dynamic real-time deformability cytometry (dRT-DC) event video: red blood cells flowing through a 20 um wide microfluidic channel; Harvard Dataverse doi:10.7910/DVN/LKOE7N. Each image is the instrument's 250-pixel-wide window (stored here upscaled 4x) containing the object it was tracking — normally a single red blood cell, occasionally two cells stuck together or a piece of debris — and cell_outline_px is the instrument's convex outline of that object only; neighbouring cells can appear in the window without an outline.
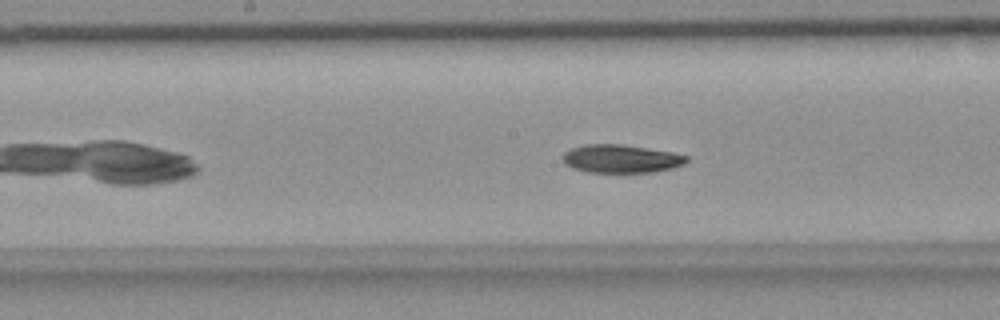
{"species": "common noctule bat (a hibernating species)", "species_latin": "Nyctalus noctula", "temperature_condition": "room temperature", "stored_images_in_passage": 45, "camera_frame_rate_fps": 3000, "um_per_image_px": 0.085, "animal": {"sex": "female", "body_mass_g": 18.4}, "frame": {"image": 1, "passage_image": 17, "time_ms": 5.333, "image_size_px": [1000, 320], "cell_outline_px": [[688, 160], [684, 164], [672, 168], [656, 172], [588, 172], [572, 168], [564, 164], [560, 156], [564, 152], [572, 148], [584, 144], [620, 144], [672, 152], [688, 156]], "centroid_in_image_um": [52.75, 13.49], "position_along_channel_um": 195.5, "area_um2": 20.46}}
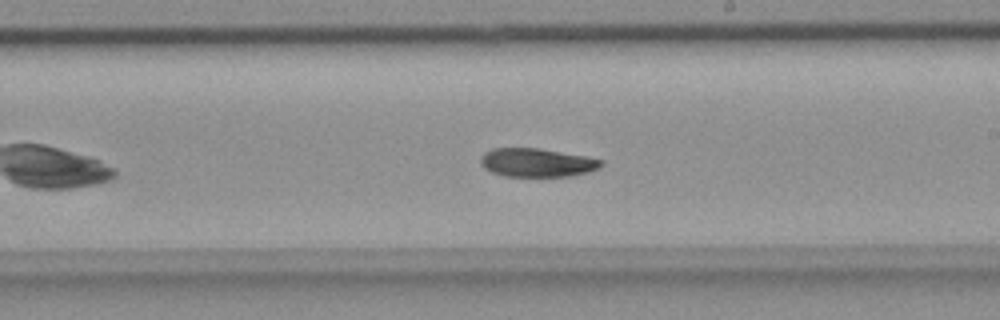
{"frame": {"image": 2, "passage_image": 21, "time_ms": 6.667, "image_size_px": [1000, 320], "cell_outline_px": [[604, 164], [600, 168], [588, 172], [572, 176], [504, 176], [492, 172], [484, 168], [480, 164], [480, 156], [484, 152], [492, 148], [536, 148], [584, 156], [604, 160]], "centroid_in_image_um": [45.63, 13.82], "position_along_channel_um": 243.4, "area_um2": 20.11}}
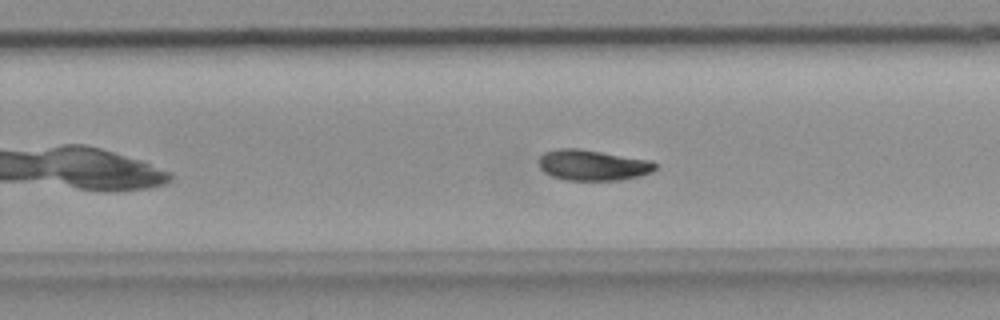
{"frame": {"image": 3, "passage_image": 24, "time_ms": 7.667, "image_size_px": [1000, 320], "cell_outline_px": [[656, 168], [652, 172], [640, 176], [620, 180], [564, 180], [552, 176], [544, 172], [540, 168], [540, 156], [544, 152], [556, 148], [580, 148], [652, 160], [656, 164]], "centroid_in_image_um": [50.39, 14.03], "position_along_channel_um": 279.4, "area_um2": 21.04}, "authors_computed_cell_mechanics": {"area_um2": 20.9236, "velocity_mm_per_s": 3.6124, "shape_relaxation_time_tau1_ms": 4.1167, "shape_relaxation_time_tau2_ms": null, "deformation_change_tau1": 0.135, "deformation_change_tau2": null}}